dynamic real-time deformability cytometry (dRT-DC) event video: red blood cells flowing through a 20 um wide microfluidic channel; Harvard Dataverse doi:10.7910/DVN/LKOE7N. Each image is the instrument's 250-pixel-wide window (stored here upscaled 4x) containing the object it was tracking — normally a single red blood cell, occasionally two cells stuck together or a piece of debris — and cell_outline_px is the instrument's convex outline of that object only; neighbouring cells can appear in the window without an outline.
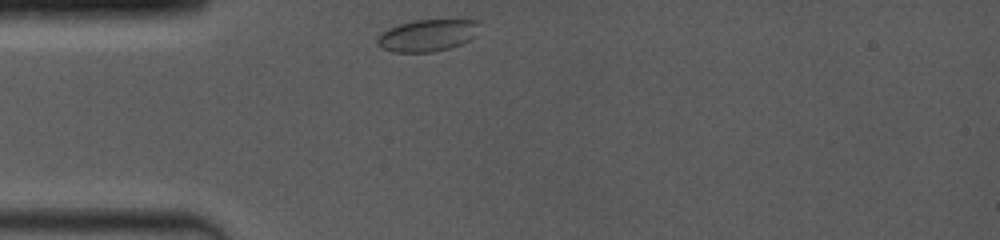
{"species": "common noctule bat (a hibernating species)", "species_latin": "Nyctalus noctula", "temperature_condition": "room temperature", "stored_images_in_passage": 43, "camera_frame_rate_fps": 4000, "um_per_image_px": 0.085, "animal": {"sex": "female", "body_mass_g": 19.0, "forearm_length_mm": 53.3}, "frame": {"image": 1, "passage_image": 1, "time_ms": 0.0, "image_size_px": [1000, 240], "cell_outline_px": [[476, 36], [460, 44], [448, 48], [432, 52], [392, 52], [376, 44], [376, 36], [388, 28], [400, 24], [416, 20], [476, 20]], "centroid_in_image_um": [36.26, 3.02], "position_along_channel_um": 48.7, "area_um2": 18.73}}
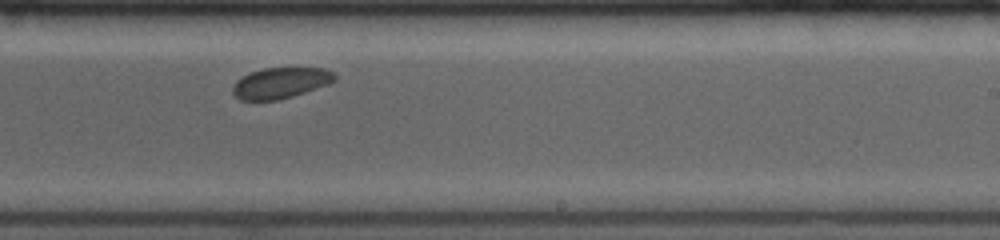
{"frame": {"image": 2, "passage_image": 24, "time_ms": 6.0, "image_size_px": [1000, 240], "cell_outline_px": [[336, 80], [328, 84], [292, 96], [276, 100], [240, 100], [232, 92], [232, 84], [236, 80], [248, 72], [264, 68], [324, 68], [332, 72], [336, 76]], "centroid_in_image_um": [23.8, 7.04], "position_along_channel_um": 265.2, "area_um2": 18.32}}
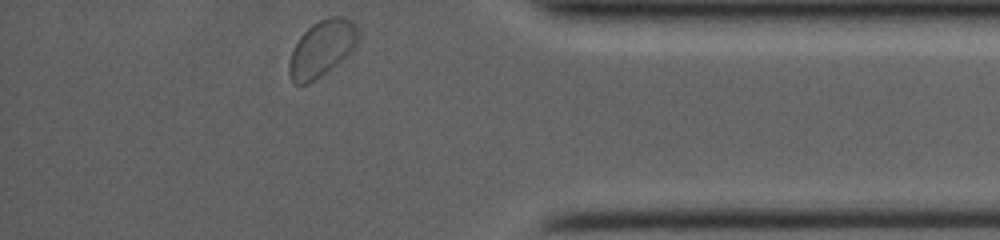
{"frame": {"image": 3, "passage_image": 43, "time_ms": 10.0, "image_size_px": [1000, 240], "cell_outline_px": [[360, 32], [356, 44], [340, 60], [320, 76], [308, 84], [292, 84], [288, 72], [288, 64], [292, 52], [300, 36], [312, 24], [328, 16], [344, 16]], "centroid_in_image_um": [27.31, 4.12], "position_along_channel_um": 407.9, "area_um2": 22.08}}